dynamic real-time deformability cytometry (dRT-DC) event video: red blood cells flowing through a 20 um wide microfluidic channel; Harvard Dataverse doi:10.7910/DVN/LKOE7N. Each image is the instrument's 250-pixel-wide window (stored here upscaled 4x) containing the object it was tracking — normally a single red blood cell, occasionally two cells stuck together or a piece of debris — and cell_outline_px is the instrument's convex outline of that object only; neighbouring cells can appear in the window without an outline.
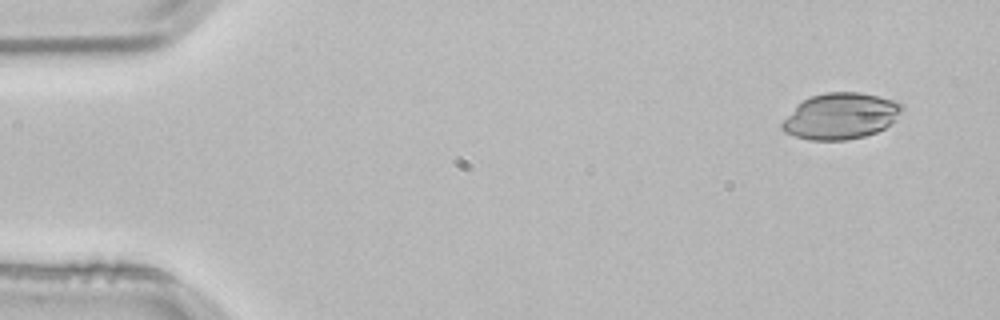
{"species": "common noctule bat (a hibernating species)", "species_latin": "Nyctalus noctula", "temperature_condition": "room temperature", "stored_images_in_passage": 5, "camera_frame_rate_fps": 3000, "um_per_image_px": 0.085, "animal": {"sex": "male", "body_mass_g": 21.5, "forearm_length_mm": 52.0}, "frame": {"image": 1, "passage_image": 1, "time_ms": 0.0, "image_size_px": [1000, 320], "cell_outline_px": [[904, 108], [896, 120], [892, 124], [876, 132], [864, 136], [844, 140], [808, 140], [784, 132], [780, 128], [780, 124], [796, 104], [812, 96], [824, 92], [860, 92], [892, 100], [904, 104]], "centroid_in_image_um": [71.45, 9.87], "position_along_channel_um": 13.5, "area_um2": 32.37}}